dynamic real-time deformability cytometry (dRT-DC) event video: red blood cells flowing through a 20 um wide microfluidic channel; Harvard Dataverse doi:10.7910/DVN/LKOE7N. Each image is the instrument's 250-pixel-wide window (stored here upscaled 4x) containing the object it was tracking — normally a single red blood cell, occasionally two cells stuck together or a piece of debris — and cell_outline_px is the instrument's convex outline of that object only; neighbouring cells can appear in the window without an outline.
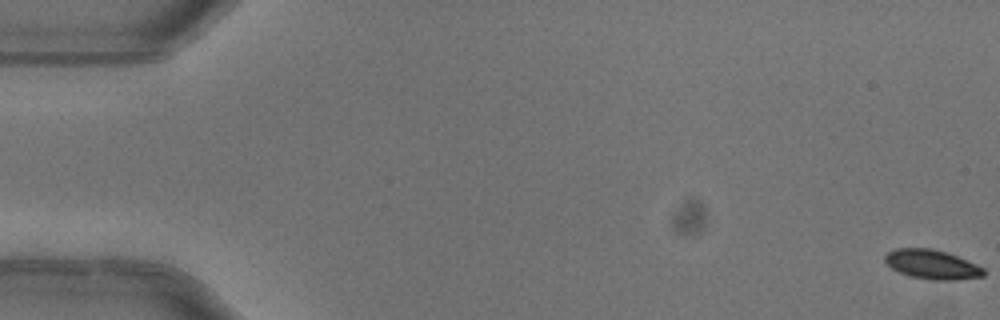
{"species": "common noctule bat (a hibernating species)", "species_latin": "Nyctalus noctula", "temperature_condition": "warm", "stored_images_in_passage": 6, "camera_frame_rate_fps": 3000, "um_per_image_px": 0.085, "animal": {"sex": "female"}, "frame": {"image": 1, "passage_image": 1, "time_ms": 0.0, "image_size_px": [1000, 320], "cell_outline_px": [[984, 276], [956, 280], [932, 280], [908, 276], [892, 268], [884, 260], [884, 256], [888, 252], [896, 248], [928, 248], [944, 252], [956, 256], [976, 264], [984, 268]], "centroid_in_image_um": [79.2, 22.49], "position_along_channel_um": 5.8, "area_um2": 16.7}}
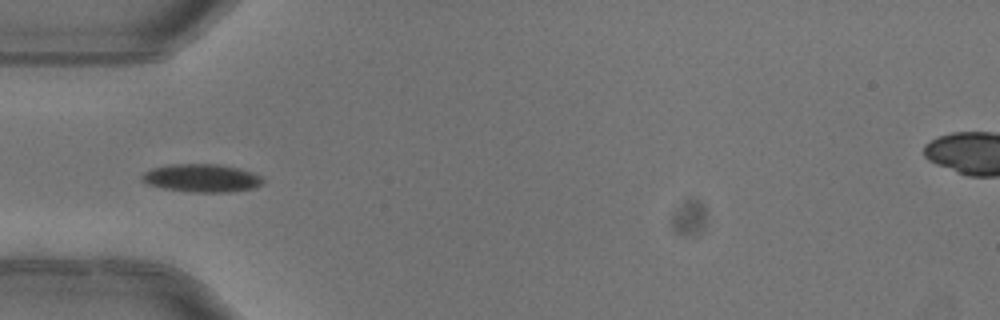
{"frame": {"image": 2, "passage_image": 5, "time_ms": 1.333, "image_size_px": [1000, 320], "cell_outline_px": [[264, 180], [260, 184], [252, 188], [228, 192], [192, 192], [164, 188], [148, 184], [140, 180], [140, 176], [144, 172], [152, 168], [172, 164], [220, 164], [236, 168], [260, 176]], "centroid_in_image_um": [17.07, 15.13], "position_along_channel_um": 67.9, "area_um2": 19.48}}